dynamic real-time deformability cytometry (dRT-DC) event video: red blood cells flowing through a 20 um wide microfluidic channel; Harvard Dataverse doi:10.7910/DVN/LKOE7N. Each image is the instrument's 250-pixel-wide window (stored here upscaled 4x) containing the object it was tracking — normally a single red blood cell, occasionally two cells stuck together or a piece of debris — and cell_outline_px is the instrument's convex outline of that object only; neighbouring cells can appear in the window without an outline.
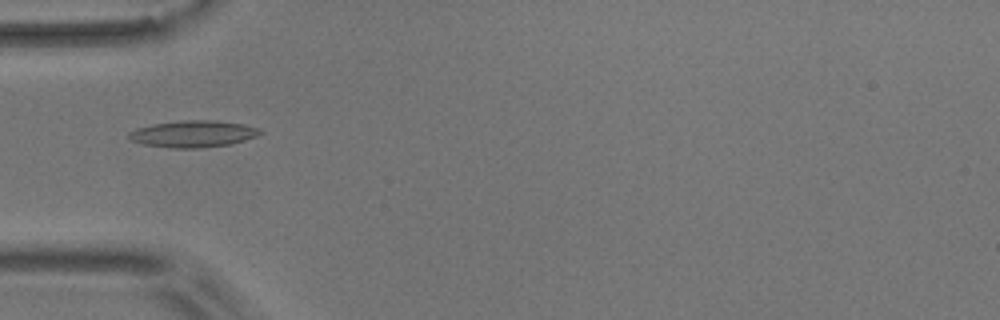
{"species": "common noctule bat (a hibernating species)", "species_latin": "Nyctalus noctula", "temperature_condition": "room temperature", "stored_images_in_passage": 4, "camera_frame_rate_fps": 3000, "um_per_image_px": 0.085, "animal": {"sex": "male", "body_mass_g": 17.9}, "frame": {"image": 1, "passage_image": 3, "time_ms": 2.333, "image_size_px": [1000, 320], "cell_outline_px": [[264, 132], [256, 136], [232, 144], [196, 148], [172, 148], [144, 144], [132, 140], [128, 136], [128, 132], [136, 128], [152, 124], [188, 120], [216, 120], [244, 124], [260, 128]], "centroid_in_image_um": [16.45, 11.37], "position_along_channel_um": 68.6, "area_um2": 20.4}}
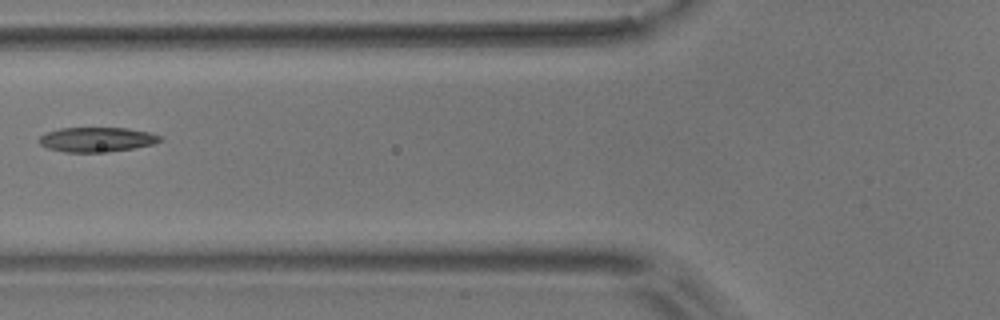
{"frame": {"image": 2, "passage_image": 4, "time_ms": 3.667, "image_size_px": [1000, 320], "cell_outline_px": [[160, 140], [152, 144], [136, 148], [108, 152], [64, 152], [48, 148], [40, 144], [40, 136], [44, 132], [60, 128], [128, 128], [148, 132], [160, 136]], "centroid_in_image_um": [8.19, 11.86], "position_along_channel_um": 117.6, "area_um2": 17.34}}